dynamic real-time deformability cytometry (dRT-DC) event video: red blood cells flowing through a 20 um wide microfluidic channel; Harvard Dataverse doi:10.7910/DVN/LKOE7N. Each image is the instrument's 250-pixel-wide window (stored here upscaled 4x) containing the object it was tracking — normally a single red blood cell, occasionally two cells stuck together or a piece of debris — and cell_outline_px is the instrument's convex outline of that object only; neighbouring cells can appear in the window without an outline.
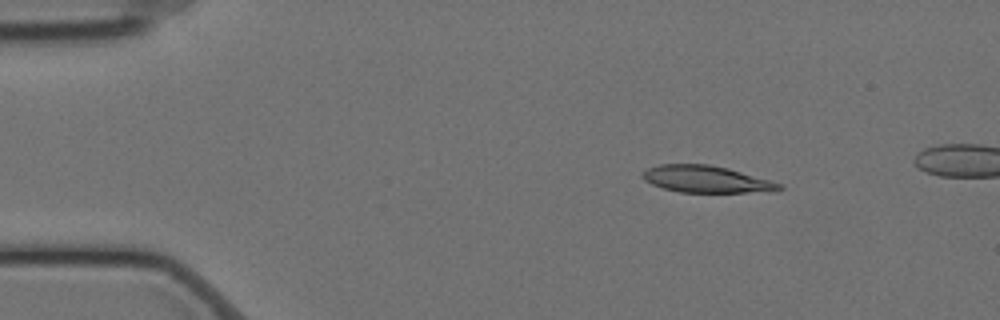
{"species": "Egyptian fruit bat (a non-hibernating species)", "species_latin": "Rousettus aegyptiacus", "temperature_condition": "cold", "stored_images_in_passage": 17, "camera_frame_rate_fps": 3000, "um_per_image_px": 0.085, "animal": {"sex": "female"}, "frame": {"image": 1, "passage_image": 8, "time_ms": 2.333, "image_size_px": [1000, 320], "cell_outline_px": [[784, 188], [768, 192], [680, 192], [664, 188], [652, 184], [644, 180], [640, 176], [640, 172], [648, 168], [660, 164], [708, 164], [728, 168], [784, 184]], "centroid_in_image_um": [60.03, 15.23], "position_along_channel_um": 25.0, "area_um2": 21.5}}